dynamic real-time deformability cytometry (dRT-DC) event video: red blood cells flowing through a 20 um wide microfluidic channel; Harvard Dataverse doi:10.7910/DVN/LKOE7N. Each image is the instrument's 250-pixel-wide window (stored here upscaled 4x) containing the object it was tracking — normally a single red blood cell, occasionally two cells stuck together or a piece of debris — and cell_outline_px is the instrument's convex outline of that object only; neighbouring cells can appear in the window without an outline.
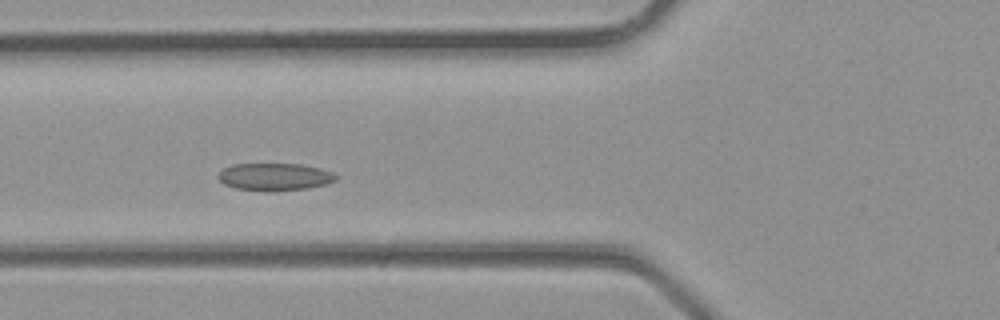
{"species": "common noctule bat (a hibernating species)", "species_latin": "Nyctalus noctula", "temperature_condition": "room temperature", "stored_images_in_passage": 26, "camera_frame_rate_fps": 3000, "um_per_image_px": 0.085, "animal": {"sex": "male", "body_mass_g": 23.1, "forearm_length_mm": 52.7}, "frame": {"image": 1, "passage_image": 5, "time_ms": 1.333, "image_size_px": [1000, 320], "cell_outline_px": [[336, 180], [328, 184], [308, 188], [276, 192], [268, 192], [236, 188], [224, 184], [216, 176], [224, 168], [232, 164], [300, 164], [320, 168], [332, 172], [336, 176]], "centroid_in_image_um": [23.35, 15.04], "position_along_channel_um": 102.5, "area_um2": 19.02}}
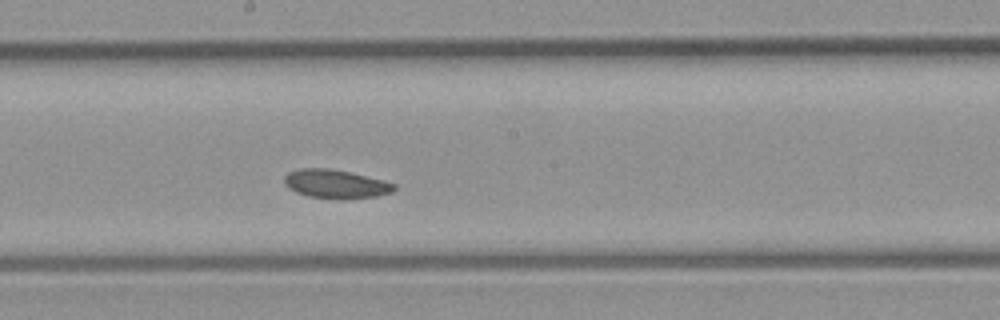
{"frame": {"image": 2, "passage_image": 11, "time_ms": 3.333, "image_size_px": [1000, 320], "cell_outline_px": [[396, 188], [392, 192], [376, 196], [308, 196], [296, 192], [288, 188], [284, 184], [284, 176], [288, 172], [300, 168], [328, 168], [348, 172], [384, 180], [396, 184]], "centroid_in_image_um": [28.49, 15.58], "position_along_channel_um": 219.7, "area_um2": 17.51}}
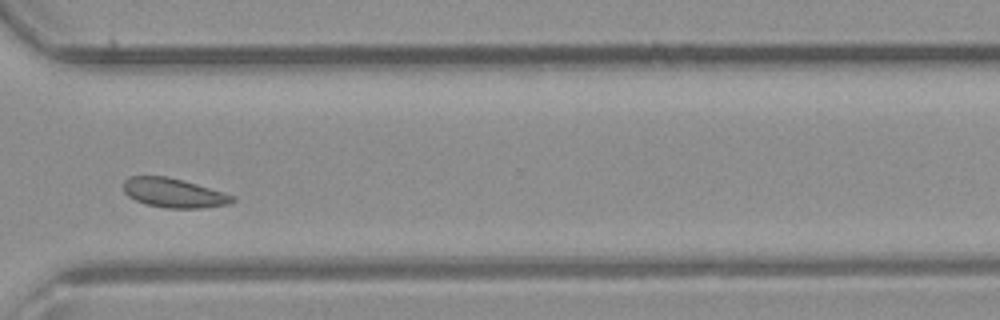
{"frame": {"image": 3, "passage_image": 18, "time_ms": 5.667, "image_size_px": [1000, 320], "cell_outline_px": [[236, 200], [228, 204], [200, 208], [168, 208], [144, 204], [128, 196], [124, 192], [124, 180], [128, 176], [168, 176], [224, 192], [236, 196]], "centroid_in_image_um": [14.76, 16.39], "position_along_channel_um": 355.8, "area_um2": 18.61}}